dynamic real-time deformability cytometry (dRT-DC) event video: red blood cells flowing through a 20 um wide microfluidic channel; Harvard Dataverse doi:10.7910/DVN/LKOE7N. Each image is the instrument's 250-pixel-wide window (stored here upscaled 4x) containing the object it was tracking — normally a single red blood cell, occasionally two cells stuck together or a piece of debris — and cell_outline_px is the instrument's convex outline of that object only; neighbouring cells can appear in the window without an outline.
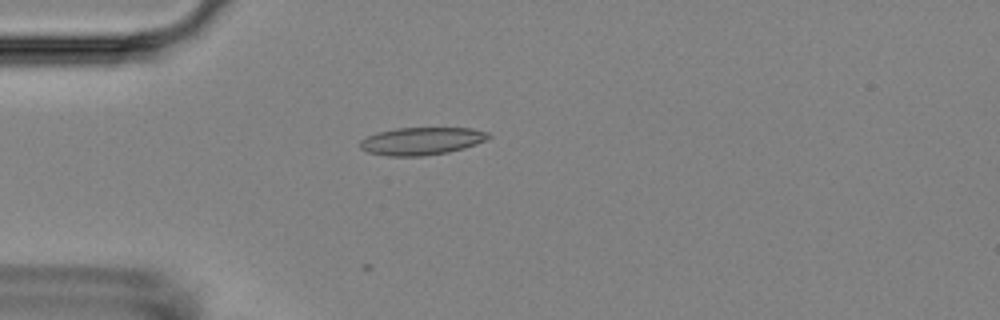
{"species": "Egyptian fruit bat (a non-hibernating species)", "species_latin": "Rousettus aegyptiacus", "temperature_condition": "room temperature", "stored_images_in_passage": 3, "camera_frame_rate_fps": 3000, "um_per_image_px": 0.085, "animal": {"sex": "female"}, "frame": {"image": 1, "passage_image": 2, "time_ms": 1.333, "image_size_px": [1000, 320], "cell_outline_px": [[492, 136], [476, 144], [464, 148], [448, 152], [424, 156], [388, 156], [368, 152], [360, 148], [360, 140], [376, 132], [396, 128], [472, 128], [488, 132]], "centroid_in_image_um": [35.83, 11.99], "position_along_channel_um": 49.2, "area_um2": 20.69}}